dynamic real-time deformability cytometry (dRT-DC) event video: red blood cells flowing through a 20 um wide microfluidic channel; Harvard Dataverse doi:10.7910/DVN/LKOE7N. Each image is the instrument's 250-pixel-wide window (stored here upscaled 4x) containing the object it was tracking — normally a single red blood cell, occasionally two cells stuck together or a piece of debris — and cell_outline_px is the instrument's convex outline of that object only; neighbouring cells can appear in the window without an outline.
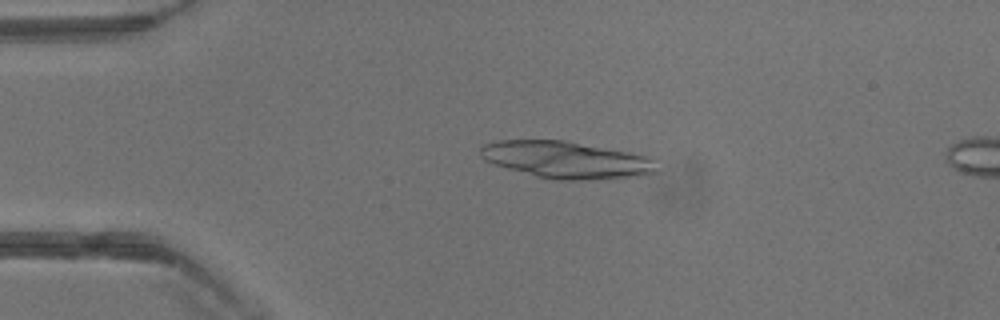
{"species": "common noctule bat (a hibernating species)", "species_latin": "Nyctalus noctula", "temperature_condition": "warm", "stored_images_in_passage": 12, "camera_frame_rate_fps": 3000, "um_per_image_px": 0.085, "animal": {"sex": "male", "body_mass_g": 13.3}, "frame": {"image": 1, "passage_image": 9, "time_ms": 2.667, "image_size_px": [1000, 320], "cell_outline_px": [[660, 172], [644, 176], [584, 180], [556, 180], [536, 176], [492, 164], [484, 160], [480, 156], [480, 148], [484, 144], [500, 140], [568, 140], [628, 152], [644, 156], [652, 160]], "centroid_in_image_um": [48.12, 13.59], "position_along_channel_um": 36.9, "area_um2": 38.15}}